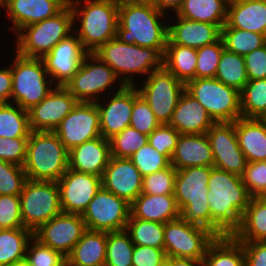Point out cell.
<instances>
[{
	"instance_id": "cell-1",
	"label": "cell",
	"mask_w": 266,
	"mask_h": 266,
	"mask_svg": "<svg viewBox=\"0 0 266 266\" xmlns=\"http://www.w3.org/2000/svg\"><path fill=\"white\" fill-rule=\"evenodd\" d=\"M168 20L169 16L159 11L150 0L119 1L116 38L126 44L156 48L164 55Z\"/></svg>"
},
{
	"instance_id": "cell-2",
	"label": "cell",
	"mask_w": 266,
	"mask_h": 266,
	"mask_svg": "<svg viewBox=\"0 0 266 266\" xmlns=\"http://www.w3.org/2000/svg\"><path fill=\"white\" fill-rule=\"evenodd\" d=\"M211 227L220 235H232L251 199L242 177L211 167L208 179Z\"/></svg>"
},
{
	"instance_id": "cell-3",
	"label": "cell",
	"mask_w": 266,
	"mask_h": 266,
	"mask_svg": "<svg viewBox=\"0 0 266 266\" xmlns=\"http://www.w3.org/2000/svg\"><path fill=\"white\" fill-rule=\"evenodd\" d=\"M68 4L74 33L89 53L116 37L119 0H69Z\"/></svg>"
},
{
	"instance_id": "cell-4",
	"label": "cell",
	"mask_w": 266,
	"mask_h": 266,
	"mask_svg": "<svg viewBox=\"0 0 266 266\" xmlns=\"http://www.w3.org/2000/svg\"><path fill=\"white\" fill-rule=\"evenodd\" d=\"M93 53L112 68L124 86H135L136 80L141 82L142 78L163 67V55L156 48L126 44L116 37Z\"/></svg>"
},
{
	"instance_id": "cell-5",
	"label": "cell",
	"mask_w": 266,
	"mask_h": 266,
	"mask_svg": "<svg viewBox=\"0 0 266 266\" xmlns=\"http://www.w3.org/2000/svg\"><path fill=\"white\" fill-rule=\"evenodd\" d=\"M209 166L187 167L176 170L174 197L180 217L188 224L210 231L221 237L211 227V211L208 204Z\"/></svg>"
},
{
	"instance_id": "cell-6",
	"label": "cell",
	"mask_w": 266,
	"mask_h": 266,
	"mask_svg": "<svg viewBox=\"0 0 266 266\" xmlns=\"http://www.w3.org/2000/svg\"><path fill=\"white\" fill-rule=\"evenodd\" d=\"M68 157L54 131H31L23 166L27 179L57 182L68 169Z\"/></svg>"
},
{
	"instance_id": "cell-7",
	"label": "cell",
	"mask_w": 266,
	"mask_h": 266,
	"mask_svg": "<svg viewBox=\"0 0 266 266\" xmlns=\"http://www.w3.org/2000/svg\"><path fill=\"white\" fill-rule=\"evenodd\" d=\"M73 27V12L68 4L54 17L21 28L14 35L13 50L25 57L42 58L72 34Z\"/></svg>"
},
{
	"instance_id": "cell-8",
	"label": "cell",
	"mask_w": 266,
	"mask_h": 266,
	"mask_svg": "<svg viewBox=\"0 0 266 266\" xmlns=\"http://www.w3.org/2000/svg\"><path fill=\"white\" fill-rule=\"evenodd\" d=\"M8 62L12 74L11 103L29 110L39 104L56 86L41 58L25 57L14 51ZM13 60V61H12Z\"/></svg>"
},
{
	"instance_id": "cell-9",
	"label": "cell",
	"mask_w": 266,
	"mask_h": 266,
	"mask_svg": "<svg viewBox=\"0 0 266 266\" xmlns=\"http://www.w3.org/2000/svg\"><path fill=\"white\" fill-rule=\"evenodd\" d=\"M64 87L78 102L96 103L99 99L105 98V95L120 91L124 85L109 65L94 53H88L78 71Z\"/></svg>"
},
{
	"instance_id": "cell-10",
	"label": "cell",
	"mask_w": 266,
	"mask_h": 266,
	"mask_svg": "<svg viewBox=\"0 0 266 266\" xmlns=\"http://www.w3.org/2000/svg\"><path fill=\"white\" fill-rule=\"evenodd\" d=\"M185 90L206 109L214 122H235L241 118L240 92L216 78H195Z\"/></svg>"
},
{
	"instance_id": "cell-11",
	"label": "cell",
	"mask_w": 266,
	"mask_h": 266,
	"mask_svg": "<svg viewBox=\"0 0 266 266\" xmlns=\"http://www.w3.org/2000/svg\"><path fill=\"white\" fill-rule=\"evenodd\" d=\"M19 196L22 223L32 232L62 212L55 181L27 179Z\"/></svg>"
},
{
	"instance_id": "cell-12",
	"label": "cell",
	"mask_w": 266,
	"mask_h": 266,
	"mask_svg": "<svg viewBox=\"0 0 266 266\" xmlns=\"http://www.w3.org/2000/svg\"><path fill=\"white\" fill-rule=\"evenodd\" d=\"M141 81L135 85L139 94L148 103L155 118L161 124H169L179 98L185 91V83L164 67L151 72Z\"/></svg>"
},
{
	"instance_id": "cell-13",
	"label": "cell",
	"mask_w": 266,
	"mask_h": 266,
	"mask_svg": "<svg viewBox=\"0 0 266 266\" xmlns=\"http://www.w3.org/2000/svg\"><path fill=\"white\" fill-rule=\"evenodd\" d=\"M216 237L208 230L186 223L181 217L164 224V250L167 257L203 261Z\"/></svg>"
},
{
	"instance_id": "cell-14",
	"label": "cell",
	"mask_w": 266,
	"mask_h": 266,
	"mask_svg": "<svg viewBox=\"0 0 266 266\" xmlns=\"http://www.w3.org/2000/svg\"><path fill=\"white\" fill-rule=\"evenodd\" d=\"M81 216L88 230L121 231L126 229L130 204L101 187Z\"/></svg>"
},
{
	"instance_id": "cell-15",
	"label": "cell",
	"mask_w": 266,
	"mask_h": 266,
	"mask_svg": "<svg viewBox=\"0 0 266 266\" xmlns=\"http://www.w3.org/2000/svg\"><path fill=\"white\" fill-rule=\"evenodd\" d=\"M54 132L68 151L100 137L99 110L96 103L77 102Z\"/></svg>"
},
{
	"instance_id": "cell-16",
	"label": "cell",
	"mask_w": 266,
	"mask_h": 266,
	"mask_svg": "<svg viewBox=\"0 0 266 266\" xmlns=\"http://www.w3.org/2000/svg\"><path fill=\"white\" fill-rule=\"evenodd\" d=\"M206 135L214 158L213 167L242 176L247 160L238 144L235 122H215Z\"/></svg>"
},
{
	"instance_id": "cell-17",
	"label": "cell",
	"mask_w": 266,
	"mask_h": 266,
	"mask_svg": "<svg viewBox=\"0 0 266 266\" xmlns=\"http://www.w3.org/2000/svg\"><path fill=\"white\" fill-rule=\"evenodd\" d=\"M86 230L80 214L61 212L34 231L33 237L67 257Z\"/></svg>"
},
{
	"instance_id": "cell-18",
	"label": "cell",
	"mask_w": 266,
	"mask_h": 266,
	"mask_svg": "<svg viewBox=\"0 0 266 266\" xmlns=\"http://www.w3.org/2000/svg\"><path fill=\"white\" fill-rule=\"evenodd\" d=\"M88 53L73 32L41 59L52 82L56 86H64L78 71Z\"/></svg>"
},
{
	"instance_id": "cell-19",
	"label": "cell",
	"mask_w": 266,
	"mask_h": 266,
	"mask_svg": "<svg viewBox=\"0 0 266 266\" xmlns=\"http://www.w3.org/2000/svg\"><path fill=\"white\" fill-rule=\"evenodd\" d=\"M139 95L135 86H124L96 102L102 137L109 140L130 126L133 102Z\"/></svg>"
},
{
	"instance_id": "cell-20",
	"label": "cell",
	"mask_w": 266,
	"mask_h": 266,
	"mask_svg": "<svg viewBox=\"0 0 266 266\" xmlns=\"http://www.w3.org/2000/svg\"><path fill=\"white\" fill-rule=\"evenodd\" d=\"M57 185L62 212L80 215L102 187L101 177L70 168L57 181Z\"/></svg>"
},
{
	"instance_id": "cell-21",
	"label": "cell",
	"mask_w": 266,
	"mask_h": 266,
	"mask_svg": "<svg viewBox=\"0 0 266 266\" xmlns=\"http://www.w3.org/2000/svg\"><path fill=\"white\" fill-rule=\"evenodd\" d=\"M77 102L64 86H55L39 104L27 110L30 130L54 131Z\"/></svg>"
},
{
	"instance_id": "cell-22",
	"label": "cell",
	"mask_w": 266,
	"mask_h": 266,
	"mask_svg": "<svg viewBox=\"0 0 266 266\" xmlns=\"http://www.w3.org/2000/svg\"><path fill=\"white\" fill-rule=\"evenodd\" d=\"M143 177L130 158L111 156L105 168L102 187L131 204L142 191Z\"/></svg>"
},
{
	"instance_id": "cell-23",
	"label": "cell",
	"mask_w": 266,
	"mask_h": 266,
	"mask_svg": "<svg viewBox=\"0 0 266 266\" xmlns=\"http://www.w3.org/2000/svg\"><path fill=\"white\" fill-rule=\"evenodd\" d=\"M69 0H4L2 7L6 10L8 27L14 35L23 27L54 17L61 12ZM15 32V33H14Z\"/></svg>"
},
{
	"instance_id": "cell-24",
	"label": "cell",
	"mask_w": 266,
	"mask_h": 266,
	"mask_svg": "<svg viewBox=\"0 0 266 266\" xmlns=\"http://www.w3.org/2000/svg\"><path fill=\"white\" fill-rule=\"evenodd\" d=\"M171 15H169L171 19L175 20H168L167 44L198 49L213 44L221 38V28L218 25L188 20L176 14Z\"/></svg>"
},
{
	"instance_id": "cell-25",
	"label": "cell",
	"mask_w": 266,
	"mask_h": 266,
	"mask_svg": "<svg viewBox=\"0 0 266 266\" xmlns=\"http://www.w3.org/2000/svg\"><path fill=\"white\" fill-rule=\"evenodd\" d=\"M110 158V141L100 136L69 150L68 168L102 177Z\"/></svg>"
},
{
	"instance_id": "cell-26",
	"label": "cell",
	"mask_w": 266,
	"mask_h": 266,
	"mask_svg": "<svg viewBox=\"0 0 266 266\" xmlns=\"http://www.w3.org/2000/svg\"><path fill=\"white\" fill-rule=\"evenodd\" d=\"M214 123L206 109L185 90L179 98L169 125L180 134H204Z\"/></svg>"
},
{
	"instance_id": "cell-27",
	"label": "cell",
	"mask_w": 266,
	"mask_h": 266,
	"mask_svg": "<svg viewBox=\"0 0 266 266\" xmlns=\"http://www.w3.org/2000/svg\"><path fill=\"white\" fill-rule=\"evenodd\" d=\"M214 158L210 141L204 134H180L171 165L176 170L194 166L213 167Z\"/></svg>"
},
{
	"instance_id": "cell-28",
	"label": "cell",
	"mask_w": 266,
	"mask_h": 266,
	"mask_svg": "<svg viewBox=\"0 0 266 266\" xmlns=\"http://www.w3.org/2000/svg\"><path fill=\"white\" fill-rule=\"evenodd\" d=\"M223 27L252 31L266 36V0H243L229 4Z\"/></svg>"
},
{
	"instance_id": "cell-29",
	"label": "cell",
	"mask_w": 266,
	"mask_h": 266,
	"mask_svg": "<svg viewBox=\"0 0 266 266\" xmlns=\"http://www.w3.org/2000/svg\"><path fill=\"white\" fill-rule=\"evenodd\" d=\"M130 214L134 218L165 224L180 217V210L174 195L141 193L130 204Z\"/></svg>"
},
{
	"instance_id": "cell-30",
	"label": "cell",
	"mask_w": 266,
	"mask_h": 266,
	"mask_svg": "<svg viewBox=\"0 0 266 266\" xmlns=\"http://www.w3.org/2000/svg\"><path fill=\"white\" fill-rule=\"evenodd\" d=\"M235 130L247 162L266 161V123L258 118H238Z\"/></svg>"
},
{
	"instance_id": "cell-31",
	"label": "cell",
	"mask_w": 266,
	"mask_h": 266,
	"mask_svg": "<svg viewBox=\"0 0 266 266\" xmlns=\"http://www.w3.org/2000/svg\"><path fill=\"white\" fill-rule=\"evenodd\" d=\"M107 232L86 230L66 257V265H105Z\"/></svg>"
},
{
	"instance_id": "cell-32",
	"label": "cell",
	"mask_w": 266,
	"mask_h": 266,
	"mask_svg": "<svg viewBox=\"0 0 266 266\" xmlns=\"http://www.w3.org/2000/svg\"><path fill=\"white\" fill-rule=\"evenodd\" d=\"M232 236L237 241L266 242V197H251Z\"/></svg>"
},
{
	"instance_id": "cell-33",
	"label": "cell",
	"mask_w": 266,
	"mask_h": 266,
	"mask_svg": "<svg viewBox=\"0 0 266 266\" xmlns=\"http://www.w3.org/2000/svg\"><path fill=\"white\" fill-rule=\"evenodd\" d=\"M227 7L225 0H184L176 15L222 28L227 19Z\"/></svg>"
},
{
	"instance_id": "cell-34",
	"label": "cell",
	"mask_w": 266,
	"mask_h": 266,
	"mask_svg": "<svg viewBox=\"0 0 266 266\" xmlns=\"http://www.w3.org/2000/svg\"><path fill=\"white\" fill-rule=\"evenodd\" d=\"M204 266H245L242 243L232 235L216 238L203 258Z\"/></svg>"
},
{
	"instance_id": "cell-35",
	"label": "cell",
	"mask_w": 266,
	"mask_h": 266,
	"mask_svg": "<svg viewBox=\"0 0 266 266\" xmlns=\"http://www.w3.org/2000/svg\"><path fill=\"white\" fill-rule=\"evenodd\" d=\"M197 49L178 44H167L163 55V67L179 81L187 83L195 79Z\"/></svg>"
},
{
	"instance_id": "cell-36",
	"label": "cell",
	"mask_w": 266,
	"mask_h": 266,
	"mask_svg": "<svg viewBox=\"0 0 266 266\" xmlns=\"http://www.w3.org/2000/svg\"><path fill=\"white\" fill-rule=\"evenodd\" d=\"M33 232L22 227L0 229V266H16L24 263L26 249Z\"/></svg>"
},
{
	"instance_id": "cell-37",
	"label": "cell",
	"mask_w": 266,
	"mask_h": 266,
	"mask_svg": "<svg viewBox=\"0 0 266 266\" xmlns=\"http://www.w3.org/2000/svg\"><path fill=\"white\" fill-rule=\"evenodd\" d=\"M215 78L239 92L249 81L246 73L244 56L223 50Z\"/></svg>"
},
{
	"instance_id": "cell-38",
	"label": "cell",
	"mask_w": 266,
	"mask_h": 266,
	"mask_svg": "<svg viewBox=\"0 0 266 266\" xmlns=\"http://www.w3.org/2000/svg\"><path fill=\"white\" fill-rule=\"evenodd\" d=\"M125 230L134 245L164 249V223L134 218L130 214Z\"/></svg>"
},
{
	"instance_id": "cell-39",
	"label": "cell",
	"mask_w": 266,
	"mask_h": 266,
	"mask_svg": "<svg viewBox=\"0 0 266 266\" xmlns=\"http://www.w3.org/2000/svg\"><path fill=\"white\" fill-rule=\"evenodd\" d=\"M28 111L14 103H0V137H29Z\"/></svg>"
},
{
	"instance_id": "cell-40",
	"label": "cell",
	"mask_w": 266,
	"mask_h": 266,
	"mask_svg": "<svg viewBox=\"0 0 266 266\" xmlns=\"http://www.w3.org/2000/svg\"><path fill=\"white\" fill-rule=\"evenodd\" d=\"M221 38L227 51L241 56L266 44V36L263 34L231 27L221 28Z\"/></svg>"
},
{
	"instance_id": "cell-41",
	"label": "cell",
	"mask_w": 266,
	"mask_h": 266,
	"mask_svg": "<svg viewBox=\"0 0 266 266\" xmlns=\"http://www.w3.org/2000/svg\"><path fill=\"white\" fill-rule=\"evenodd\" d=\"M242 118L260 119L266 112V78L249 80L240 92Z\"/></svg>"
},
{
	"instance_id": "cell-42",
	"label": "cell",
	"mask_w": 266,
	"mask_h": 266,
	"mask_svg": "<svg viewBox=\"0 0 266 266\" xmlns=\"http://www.w3.org/2000/svg\"><path fill=\"white\" fill-rule=\"evenodd\" d=\"M134 244L126 230L107 232L105 266H132Z\"/></svg>"
},
{
	"instance_id": "cell-43",
	"label": "cell",
	"mask_w": 266,
	"mask_h": 266,
	"mask_svg": "<svg viewBox=\"0 0 266 266\" xmlns=\"http://www.w3.org/2000/svg\"><path fill=\"white\" fill-rule=\"evenodd\" d=\"M111 156L118 158H131L133 154L148 143V136L142 134L132 126L109 139Z\"/></svg>"
},
{
	"instance_id": "cell-44",
	"label": "cell",
	"mask_w": 266,
	"mask_h": 266,
	"mask_svg": "<svg viewBox=\"0 0 266 266\" xmlns=\"http://www.w3.org/2000/svg\"><path fill=\"white\" fill-rule=\"evenodd\" d=\"M225 49L222 38L197 49L195 78H215L219 60Z\"/></svg>"
},
{
	"instance_id": "cell-45",
	"label": "cell",
	"mask_w": 266,
	"mask_h": 266,
	"mask_svg": "<svg viewBox=\"0 0 266 266\" xmlns=\"http://www.w3.org/2000/svg\"><path fill=\"white\" fill-rule=\"evenodd\" d=\"M130 159L142 177L168 168L171 165V160L166 155L158 153L149 143L136 151Z\"/></svg>"
},
{
	"instance_id": "cell-46",
	"label": "cell",
	"mask_w": 266,
	"mask_h": 266,
	"mask_svg": "<svg viewBox=\"0 0 266 266\" xmlns=\"http://www.w3.org/2000/svg\"><path fill=\"white\" fill-rule=\"evenodd\" d=\"M24 263L27 266H64L66 257L33 237L28 243Z\"/></svg>"
},
{
	"instance_id": "cell-47",
	"label": "cell",
	"mask_w": 266,
	"mask_h": 266,
	"mask_svg": "<svg viewBox=\"0 0 266 266\" xmlns=\"http://www.w3.org/2000/svg\"><path fill=\"white\" fill-rule=\"evenodd\" d=\"M176 169L170 165L168 168L143 177V194L174 195Z\"/></svg>"
},
{
	"instance_id": "cell-48",
	"label": "cell",
	"mask_w": 266,
	"mask_h": 266,
	"mask_svg": "<svg viewBox=\"0 0 266 266\" xmlns=\"http://www.w3.org/2000/svg\"><path fill=\"white\" fill-rule=\"evenodd\" d=\"M26 181L22 166L0 160V195H20Z\"/></svg>"
},
{
	"instance_id": "cell-49",
	"label": "cell",
	"mask_w": 266,
	"mask_h": 266,
	"mask_svg": "<svg viewBox=\"0 0 266 266\" xmlns=\"http://www.w3.org/2000/svg\"><path fill=\"white\" fill-rule=\"evenodd\" d=\"M180 133L169 124H160L148 135V143L158 153L166 155L170 160L175 152Z\"/></svg>"
},
{
	"instance_id": "cell-50",
	"label": "cell",
	"mask_w": 266,
	"mask_h": 266,
	"mask_svg": "<svg viewBox=\"0 0 266 266\" xmlns=\"http://www.w3.org/2000/svg\"><path fill=\"white\" fill-rule=\"evenodd\" d=\"M241 177L251 197H266V161L247 162Z\"/></svg>"
},
{
	"instance_id": "cell-51",
	"label": "cell",
	"mask_w": 266,
	"mask_h": 266,
	"mask_svg": "<svg viewBox=\"0 0 266 266\" xmlns=\"http://www.w3.org/2000/svg\"><path fill=\"white\" fill-rule=\"evenodd\" d=\"M160 124L148 103L139 95L133 102L130 126L148 136Z\"/></svg>"
},
{
	"instance_id": "cell-52",
	"label": "cell",
	"mask_w": 266,
	"mask_h": 266,
	"mask_svg": "<svg viewBox=\"0 0 266 266\" xmlns=\"http://www.w3.org/2000/svg\"><path fill=\"white\" fill-rule=\"evenodd\" d=\"M24 227L21 218L20 196L0 195V229Z\"/></svg>"
},
{
	"instance_id": "cell-53",
	"label": "cell",
	"mask_w": 266,
	"mask_h": 266,
	"mask_svg": "<svg viewBox=\"0 0 266 266\" xmlns=\"http://www.w3.org/2000/svg\"><path fill=\"white\" fill-rule=\"evenodd\" d=\"M28 137H0V160L24 166Z\"/></svg>"
},
{
	"instance_id": "cell-54",
	"label": "cell",
	"mask_w": 266,
	"mask_h": 266,
	"mask_svg": "<svg viewBox=\"0 0 266 266\" xmlns=\"http://www.w3.org/2000/svg\"><path fill=\"white\" fill-rule=\"evenodd\" d=\"M167 259L164 249L134 245L132 266H160Z\"/></svg>"
},
{
	"instance_id": "cell-55",
	"label": "cell",
	"mask_w": 266,
	"mask_h": 266,
	"mask_svg": "<svg viewBox=\"0 0 266 266\" xmlns=\"http://www.w3.org/2000/svg\"><path fill=\"white\" fill-rule=\"evenodd\" d=\"M248 80L266 78V44L244 56Z\"/></svg>"
},
{
	"instance_id": "cell-56",
	"label": "cell",
	"mask_w": 266,
	"mask_h": 266,
	"mask_svg": "<svg viewBox=\"0 0 266 266\" xmlns=\"http://www.w3.org/2000/svg\"><path fill=\"white\" fill-rule=\"evenodd\" d=\"M245 252V266H266V242L239 241Z\"/></svg>"
},
{
	"instance_id": "cell-57",
	"label": "cell",
	"mask_w": 266,
	"mask_h": 266,
	"mask_svg": "<svg viewBox=\"0 0 266 266\" xmlns=\"http://www.w3.org/2000/svg\"><path fill=\"white\" fill-rule=\"evenodd\" d=\"M12 74L10 64L0 68V103H11Z\"/></svg>"
},
{
	"instance_id": "cell-58",
	"label": "cell",
	"mask_w": 266,
	"mask_h": 266,
	"mask_svg": "<svg viewBox=\"0 0 266 266\" xmlns=\"http://www.w3.org/2000/svg\"><path fill=\"white\" fill-rule=\"evenodd\" d=\"M150 1L159 11L169 16L170 12H173L172 14H176L178 12L184 0H150Z\"/></svg>"
},
{
	"instance_id": "cell-59",
	"label": "cell",
	"mask_w": 266,
	"mask_h": 266,
	"mask_svg": "<svg viewBox=\"0 0 266 266\" xmlns=\"http://www.w3.org/2000/svg\"><path fill=\"white\" fill-rule=\"evenodd\" d=\"M171 266H204L203 261L190 258L171 257Z\"/></svg>"
},
{
	"instance_id": "cell-60",
	"label": "cell",
	"mask_w": 266,
	"mask_h": 266,
	"mask_svg": "<svg viewBox=\"0 0 266 266\" xmlns=\"http://www.w3.org/2000/svg\"><path fill=\"white\" fill-rule=\"evenodd\" d=\"M160 266H171V257H167Z\"/></svg>"
},
{
	"instance_id": "cell-61",
	"label": "cell",
	"mask_w": 266,
	"mask_h": 266,
	"mask_svg": "<svg viewBox=\"0 0 266 266\" xmlns=\"http://www.w3.org/2000/svg\"><path fill=\"white\" fill-rule=\"evenodd\" d=\"M239 1H243V0H225V2L229 5L231 3H234V2H239Z\"/></svg>"
},
{
	"instance_id": "cell-62",
	"label": "cell",
	"mask_w": 266,
	"mask_h": 266,
	"mask_svg": "<svg viewBox=\"0 0 266 266\" xmlns=\"http://www.w3.org/2000/svg\"><path fill=\"white\" fill-rule=\"evenodd\" d=\"M263 122L266 123V112L264 113V115L260 118Z\"/></svg>"
},
{
	"instance_id": "cell-63",
	"label": "cell",
	"mask_w": 266,
	"mask_h": 266,
	"mask_svg": "<svg viewBox=\"0 0 266 266\" xmlns=\"http://www.w3.org/2000/svg\"><path fill=\"white\" fill-rule=\"evenodd\" d=\"M67 266H88V265H67ZM99 266H105V265H99Z\"/></svg>"
},
{
	"instance_id": "cell-64",
	"label": "cell",
	"mask_w": 266,
	"mask_h": 266,
	"mask_svg": "<svg viewBox=\"0 0 266 266\" xmlns=\"http://www.w3.org/2000/svg\"><path fill=\"white\" fill-rule=\"evenodd\" d=\"M16 266H27L25 263L18 264Z\"/></svg>"
},
{
	"instance_id": "cell-65",
	"label": "cell",
	"mask_w": 266,
	"mask_h": 266,
	"mask_svg": "<svg viewBox=\"0 0 266 266\" xmlns=\"http://www.w3.org/2000/svg\"><path fill=\"white\" fill-rule=\"evenodd\" d=\"M3 1L4 0H0V8L2 7Z\"/></svg>"
}]
</instances>
